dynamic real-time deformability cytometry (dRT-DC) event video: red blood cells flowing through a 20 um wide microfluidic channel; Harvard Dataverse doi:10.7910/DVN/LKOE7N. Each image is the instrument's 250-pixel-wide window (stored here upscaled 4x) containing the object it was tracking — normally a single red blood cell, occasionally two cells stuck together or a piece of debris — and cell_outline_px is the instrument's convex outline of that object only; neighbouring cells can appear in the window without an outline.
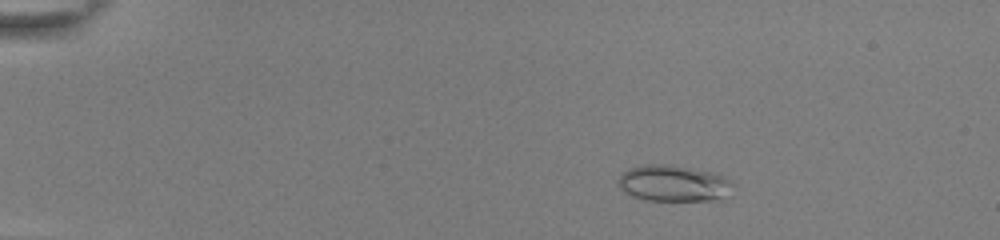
{"species": "common noctule bat (a hibernating species)", "species_latin": "Nyctalus noctula", "temperature_condition": "room temperature", "stored_images_in_passage": 54, "camera_frame_rate_fps": 3000, "um_per_image_px": 0.085, "animal": {"sex": "female", "body_mass_g": 22.0, "forearm_length_mm": 56.7}, "frame": {"image": 1, "passage_image": 10, "time_ms": 3.0, "image_size_px": [1000, 240], "cell_outline_px": [[736, 184], [732, 196], [720, 200], [644, 200], [632, 196], [624, 192], [616, 184], [620, 176], [624, 172], [632, 168], [644, 164], [664, 164], [712, 172], [732, 180]], "centroid_in_image_um": [57.33, 15.61], "position_along_channel_um": 27.7, "area_um2": 24.62}}
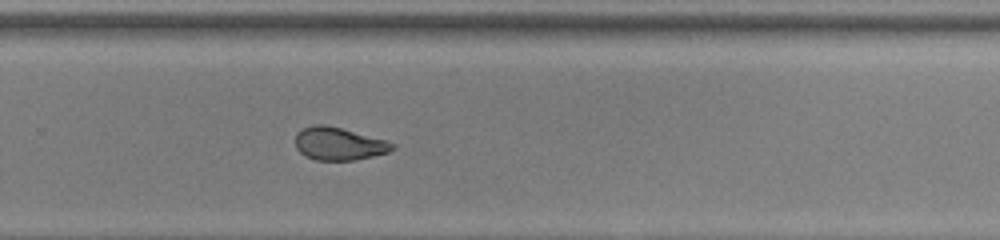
{"frame": {"image": 2, "passage_image": 38, "time_ms": 12.333, "image_size_px": [1000, 240], "cell_outline_px": [[396, 148], [388, 152], [356, 160], [316, 160], [300, 152], [296, 148], [296, 132], [312, 124], [324, 124], [340, 128], [384, 140], [396, 144]], "centroid_in_image_um": [28.79, 12.22], "position_along_channel_um": 301.0, "area_um2": 18.32}}
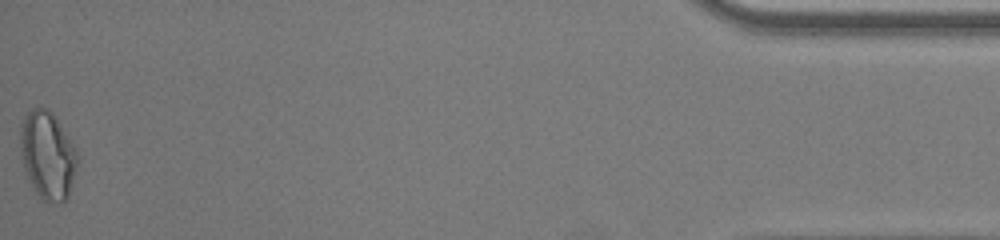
{"frame": {"image": 3, "passage_image": 54, "time_ms": 17.667, "image_size_px": [1000, 240], "cell_outline_px": [[80, 160], [68, 196], [60, 204], [48, 204], [40, 196], [24, 172], [20, 148], [20, 124], [24, 116], [32, 108], [48, 108], [52, 112], [76, 148]], "centroid_in_image_um": [4.06, 13.2], "position_along_channel_um": 431.1, "area_um2": 29.54}, "authors_computed_cell_mechanics": {"area_um2": 21.4149, "velocity_mm_per_s": 3.895, "shape_relaxation_time_tau1_ms": null, "shape_relaxation_time_tau2_ms": 1.6511, "deformation_change_tau1": null, "deformation_change_tau2": 0.0807}}